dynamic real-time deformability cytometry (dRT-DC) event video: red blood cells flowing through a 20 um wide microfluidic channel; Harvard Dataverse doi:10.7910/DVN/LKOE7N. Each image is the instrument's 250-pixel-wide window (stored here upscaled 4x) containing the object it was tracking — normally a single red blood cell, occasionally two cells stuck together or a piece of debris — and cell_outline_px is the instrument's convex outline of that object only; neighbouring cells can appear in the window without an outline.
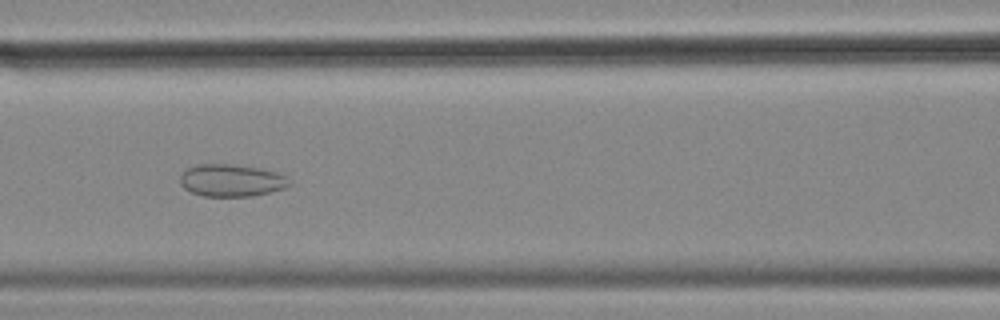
{"species": "common noctule bat (a hibernating species)", "species_latin": "Nyctalus noctula", "temperature_condition": "cold", "stored_images_in_passage": 56, "camera_frame_rate_fps": 3000, "um_per_image_px": 0.085, "animal": {"sex": "female", "body_mass_g": 18.4}, "frame": {"image": 1, "passage_image": 24, "time_ms": 7.667, "image_size_px": [1000, 320], "cell_outline_px": [[292, 184], [284, 188], [252, 196], [204, 196], [192, 192], [184, 188], [180, 184], [180, 176], [188, 168], [196, 164], [232, 164], [260, 168], [276, 172], [288, 176]], "centroid_in_image_um": [19.69, 15.33], "position_along_channel_um": 146.9, "area_um2": 20.58}}
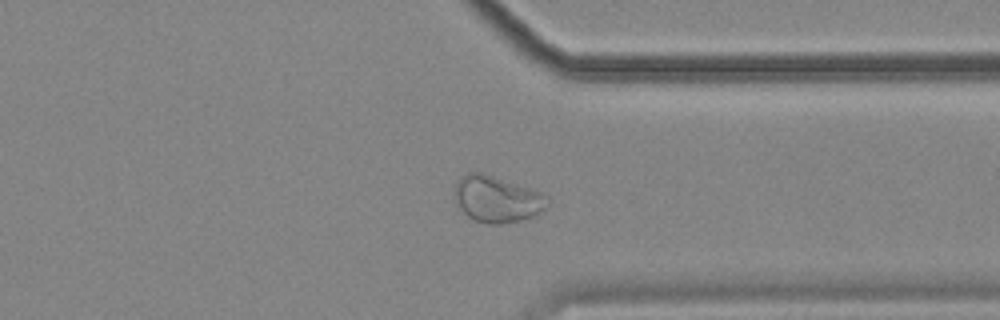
{"frame": {"image": 2, "passage_image": 43, "time_ms": 14.0, "image_size_px": [1000, 320], "cell_outline_px": [[548, 204], [536, 216], [520, 220], [500, 224], [488, 224], [476, 220], [468, 216], [456, 204], [452, 192], [456, 180], [460, 176], [468, 172], [480, 172], [544, 192], [548, 196]], "centroid_in_image_um": [42.22, 16.91], "position_along_channel_um": 369.2, "area_um2": 25.43}}
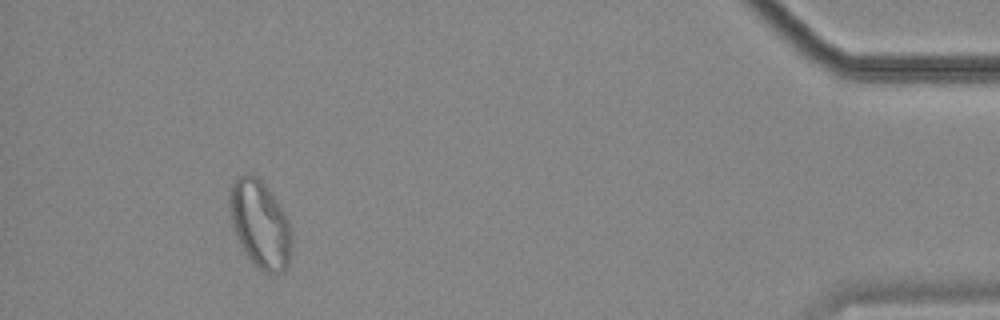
{"frame": {"image": 3, "passage_image": 52, "time_ms": 17.0, "image_size_px": [1000, 320], "cell_outline_px": [[292, 248], [288, 264], [284, 272], [264, 272], [244, 252], [232, 224], [228, 200], [232, 184], [236, 176], [244, 172], [252, 172], [264, 180], [284, 212], [288, 220], [292, 236]], "centroid_in_image_um": [22.11, 18.97], "position_along_channel_um": 413.1, "area_um2": 31.91}, "authors_computed_cell_mechanics": {"area_um2": 27.744, "velocity_mm_per_s": 3.522, "shape_relaxation_time_tau1_ms": null, "shape_relaxation_time_tau2_ms": 1.392, "deformation_change_tau1": null, "deformation_change_tau2": 0.0511}}